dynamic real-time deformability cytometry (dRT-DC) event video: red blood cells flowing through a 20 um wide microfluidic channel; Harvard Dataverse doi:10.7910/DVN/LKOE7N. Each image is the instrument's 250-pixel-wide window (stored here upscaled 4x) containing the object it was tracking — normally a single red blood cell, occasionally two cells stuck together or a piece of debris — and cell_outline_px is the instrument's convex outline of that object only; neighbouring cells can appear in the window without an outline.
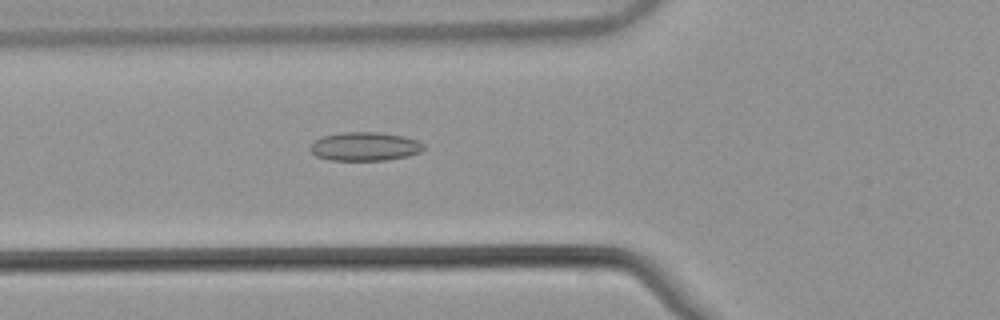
{"species": "common noctule bat (a hibernating species)", "species_latin": "Nyctalus noctula", "temperature_condition": "warm", "stored_images_in_passage": 54, "camera_frame_rate_fps": 3000, "um_per_image_px": 0.085, "animal": {"sex": "male", "body_mass_g": 21.5, "forearm_length_mm": 52.0}, "frame": {"image": 1, "passage_image": 21, "time_ms": 6.667, "image_size_px": [1000, 320], "cell_outline_px": [[424, 148], [420, 152], [408, 156], [388, 160], [328, 160], [316, 156], [308, 148], [312, 140], [320, 136], [340, 132], [380, 132], [404, 136], [416, 140], [424, 144]], "centroid_in_image_um": [30.96, 12.44], "position_along_channel_um": 94.8, "area_um2": 19.31}}
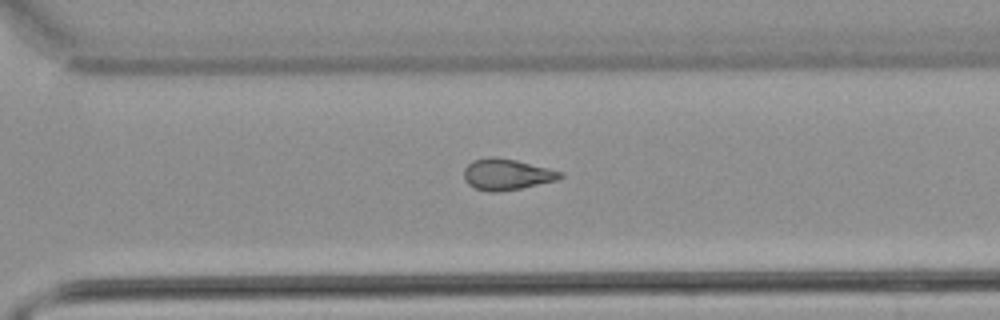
{"frame": {"image": 2, "passage_image": 39, "time_ms": 12.667, "image_size_px": [1000, 320], "cell_outline_px": [[564, 176], [556, 180], [520, 188], [496, 192], [488, 192], [476, 188], [468, 184], [464, 180], [464, 168], [472, 160], [488, 156], [492, 156], [516, 160], [564, 172]], "centroid_in_image_um": [43.04, 14.81], "position_along_channel_um": 327.6, "area_um2": 17.46}}
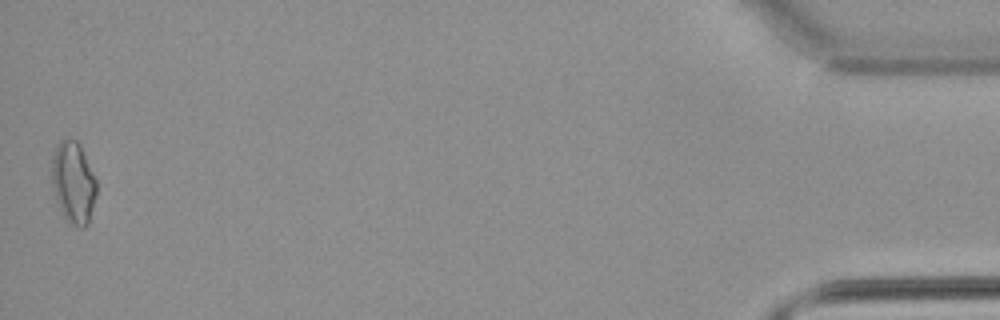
{"frame": {"image": 3, "passage_image": 54, "time_ms": 17.667, "image_size_px": [1000, 320], "cell_outline_px": [[96, 196], [88, 224], [84, 228], [80, 228], [68, 220], [60, 208], [56, 200], [52, 180], [52, 156], [56, 144], [60, 140], [76, 140], [80, 144], [96, 180]], "centroid_in_image_um": [6.24, 15.49], "position_along_channel_um": 429.0, "area_um2": 20.98}, "authors_computed_cell_mechanics": {"area_um2": 18.2937, "velocity_mm_per_s": 3.8821, "shape_relaxation_time_tau1_ms": null, "shape_relaxation_time_tau2_ms": 3.7433, "deformation_change_tau1": null, "deformation_change_tau2": 0.1114}}